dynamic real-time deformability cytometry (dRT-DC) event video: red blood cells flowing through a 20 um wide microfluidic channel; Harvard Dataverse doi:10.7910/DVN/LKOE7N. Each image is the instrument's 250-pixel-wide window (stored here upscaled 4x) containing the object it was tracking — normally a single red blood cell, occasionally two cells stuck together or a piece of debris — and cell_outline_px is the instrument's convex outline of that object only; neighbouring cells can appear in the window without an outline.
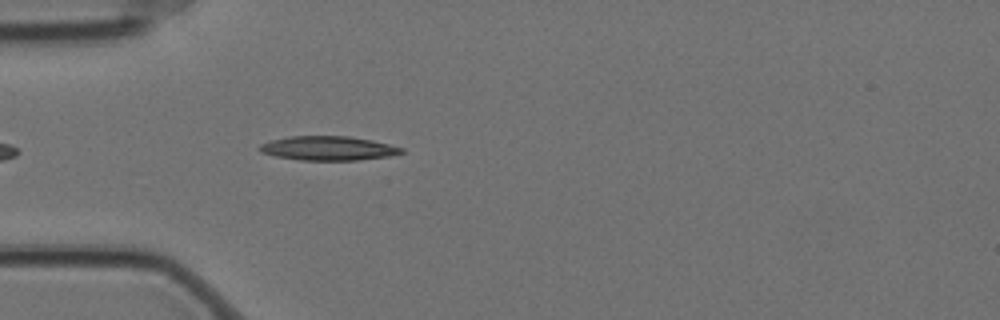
{"species": "Egyptian fruit bat (a non-hibernating species)", "species_latin": "Rousettus aegyptiacus", "temperature_condition": "cold", "stored_images_in_passage": 5, "camera_frame_rate_fps": 3000, "um_per_image_px": 0.085, "animal": {"sex": "female"}, "frame": {"image": 1, "passage_image": 5, "time_ms": 1.333, "image_size_px": [1000, 320], "cell_outline_px": [[404, 152], [388, 156], [356, 160], [300, 160], [276, 156], [260, 152], [260, 144], [272, 140], [292, 136], [348, 136], [372, 140], [404, 148]], "centroid_in_image_um": [27.9, 12.6], "position_along_channel_um": 57.1, "area_um2": 19.77}}